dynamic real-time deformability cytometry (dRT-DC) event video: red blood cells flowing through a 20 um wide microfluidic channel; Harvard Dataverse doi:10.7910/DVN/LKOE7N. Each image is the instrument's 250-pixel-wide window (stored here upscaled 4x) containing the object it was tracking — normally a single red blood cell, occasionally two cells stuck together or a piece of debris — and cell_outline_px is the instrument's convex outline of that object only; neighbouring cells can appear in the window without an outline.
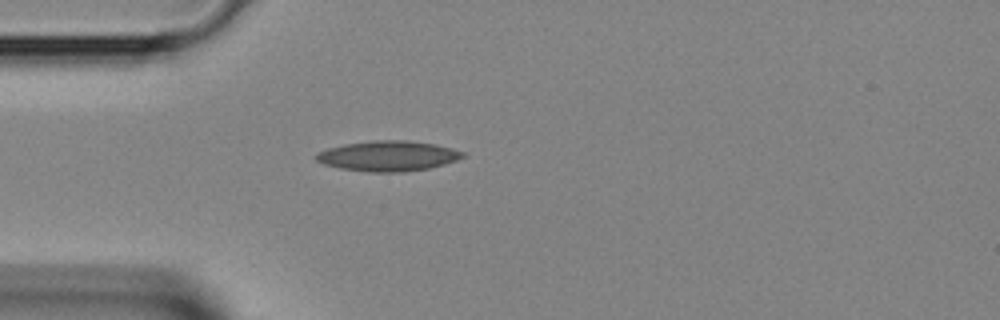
{"species": "Egyptian fruit bat (a non-hibernating species)", "species_latin": "Rousettus aegyptiacus", "temperature_condition": "room temperature", "stored_images_in_passage": 3, "camera_frame_rate_fps": 3000, "um_per_image_px": 0.085, "animal": {"sex": "female"}, "frame": {"image": 1, "passage_image": 3, "time_ms": 0.667, "image_size_px": [1000, 320], "cell_outline_px": [[464, 156], [456, 160], [444, 164], [428, 168], [404, 172], [372, 172], [340, 168], [324, 164], [316, 160], [316, 152], [328, 148], [344, 144], [372, 140], [404, 140], [436, 144], [452, 148], [464, 152]], "centroid_in_image_um": [32.97, 13.25], "position_along_channel_um": 52.0, "area_um2": 25.78}}